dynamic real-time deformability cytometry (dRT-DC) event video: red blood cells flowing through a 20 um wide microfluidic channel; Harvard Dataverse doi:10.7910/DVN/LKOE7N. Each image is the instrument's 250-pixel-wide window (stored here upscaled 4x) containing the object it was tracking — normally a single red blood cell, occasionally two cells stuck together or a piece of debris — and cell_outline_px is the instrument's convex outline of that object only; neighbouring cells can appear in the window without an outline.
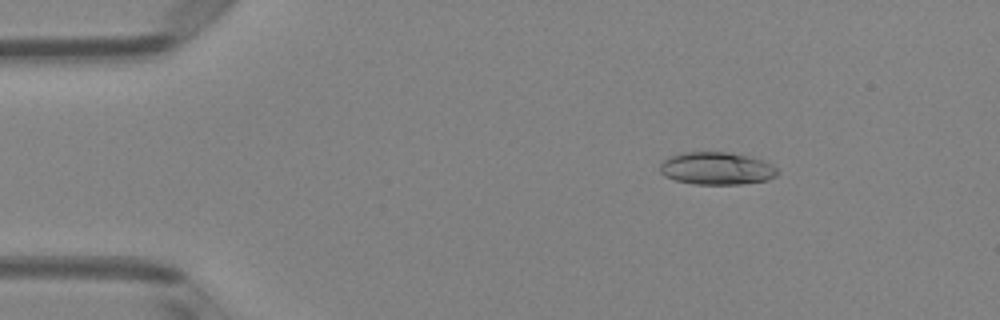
{"species": "Egyptian fruit bat (a non-hibernating species)", "species_latin": "Rousettus aegyptiacus", "temperature_condition": "room temperature", "stored_images_in_passage": 49, "camera_frame_rate_fps": 3000, "um_per_image_px": 0.085, "animal": {"sex": "female"}, "frame": {"image": 1, "passage_image": 7, "time_ms": 2.0, "image_size_px": [1000, 320], "cell_outline_px": [[780, 172], [776, 176], [768, 180], [740, 184], [696, 184], [676, 180], [664, 176], [660, 172], [660, 164], [664, 160], [672, 156], [684, 152], [728, 152], [764, 160], [772, 164]], "centroid_in_image_um": [60.94, 14.32], "position_along_channel_um": 24.1, "area_um2": 22.25}}
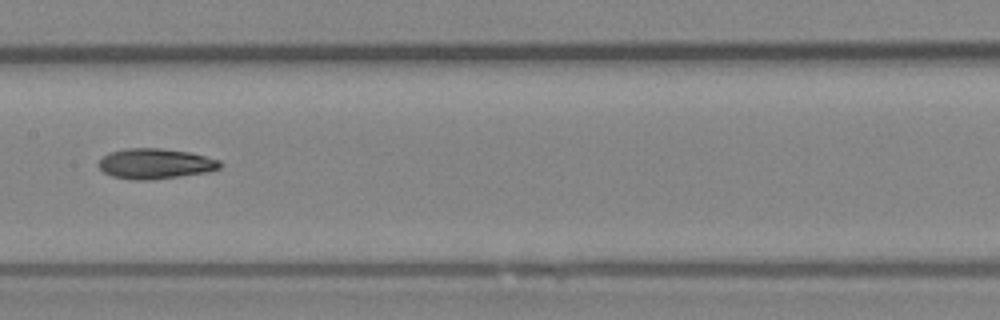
{"frame": {"image": 2, "passage_image": 25, "time_ms": 8.0, "image_size_px": [1000, 320], "cell_outline_px": [[224, 164], [220, 168], [208, 172], [148, 180], [132, 180], [112, 176], [104, 172], [96, 164], [108, 152], [124, 148], [160, 148], [188, 152], [220, 160]], "centroid_in_image_um": [13.18, 13.91], "position_along_channel_um": 194.2, "area_um2": 21.5}}
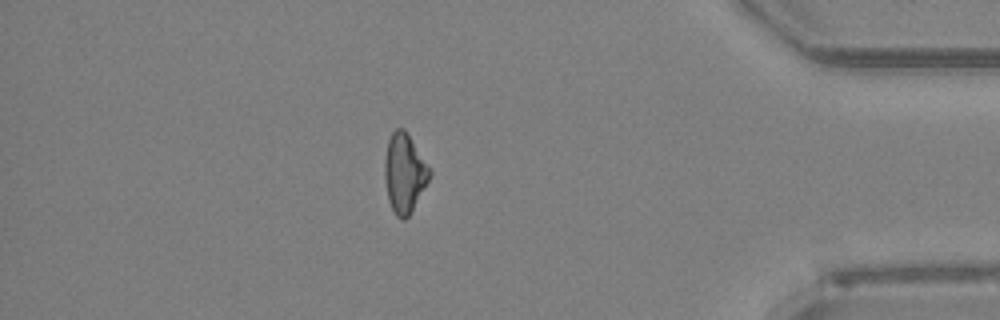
{"frame": {"image": 3, "passage_image": 43, "time_ms": 14.0, "image_size_px": [1000, 320], "cell_outline_px": [[432, 172], [428, 180], [408, 216], [404, 220], [400, 220], [396, 216], [388, 200], [384, 176], [384, 160], [388, 140], [392, 132], [396, 128], [404, 128]], "centroid_in_image_um": [34.34, 14.71], "position_along_channel_um": 400.9, "area_um2": 20.35}, "authors_computed_cell_mechanics": {"area_um2": 21.0392, "velocity_mm_per_s": 4.0626, "shape_relaxation_time_tau1_ms": 3.2326, "shape_relaxation_time_tau2_ms": null, "deformation_change_tau1": 0.1396, "deformation_change_tau2": null}}